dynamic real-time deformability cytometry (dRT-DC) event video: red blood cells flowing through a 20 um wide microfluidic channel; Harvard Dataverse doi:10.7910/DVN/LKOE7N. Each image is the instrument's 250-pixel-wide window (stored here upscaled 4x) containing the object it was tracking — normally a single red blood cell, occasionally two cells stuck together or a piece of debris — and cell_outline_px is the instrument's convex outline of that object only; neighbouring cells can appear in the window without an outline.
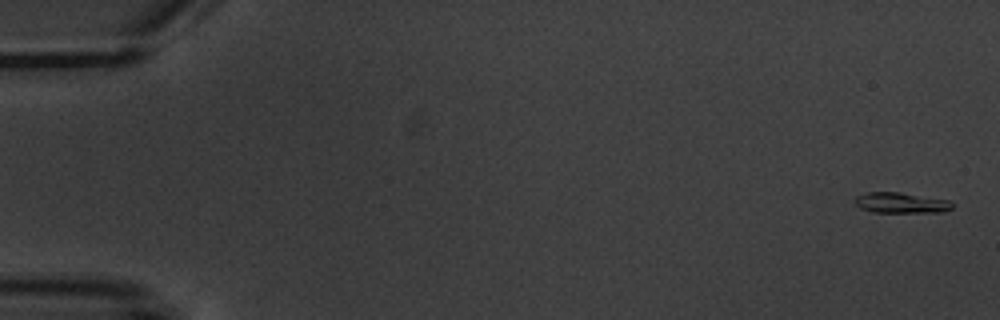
{"species": "common noctule bat (a hibernating species)", "species_latin": "Nyctalus noctula", "temperature_condition": "warm", "stored_images_in_passage": 10, "camera_frame_rate_fps": 3000, "um_per_image_px": 0.085, "animal": {"sex": "male", "body_mass_g": 20.1, "forearm_length_mm": 53.5}, "frame": {"image": 1, "passage_image": 1, "time_ms": 0.0, "image_size_px": [1000, 320], "cell_outline_px": [[952, 208], [944, 212], [872, 212], [860, 208], [852, 200], [856, 196], [868, 192], [900, 192], [948, 200], [952, 204]], "centroid_in_image_um": [76.54, 17.24], "position_along_channel_um": 8.5, "area_um2": 11.68}}
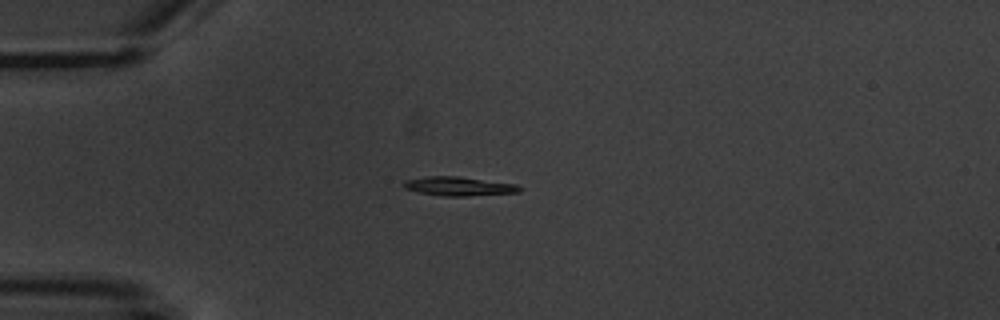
{"frame": {"image": 2, "passage_image": 4, "time_ms": 4.667, "image_size_px": [1000, 320], "cell_outline_px": [[524, 188], [520, 192], [468, 196], [444, 196], [420, 192], [404, 188], [400, 184], [404, 180], [428, 176], [456, 176], [520, 184]], "centroid_in_image_um": [39.05, 15.82], "position_along_channel_um": 46.0, "area_um2": 13.01}}